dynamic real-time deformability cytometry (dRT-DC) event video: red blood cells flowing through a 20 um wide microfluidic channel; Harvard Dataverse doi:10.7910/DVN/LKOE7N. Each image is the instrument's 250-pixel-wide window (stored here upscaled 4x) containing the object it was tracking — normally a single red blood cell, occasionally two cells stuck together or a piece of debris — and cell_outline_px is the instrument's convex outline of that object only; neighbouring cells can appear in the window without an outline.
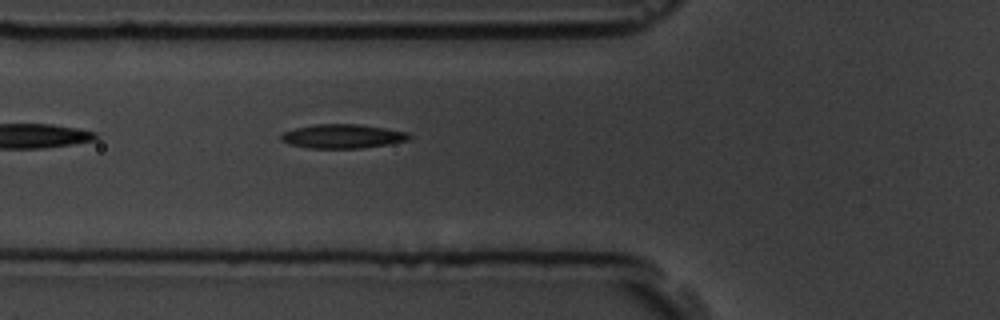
{"species": "common noctule bat (a hibernating species)", "species_latin": "Nyctalus noctula", "temperature_condition": "room temperature", "stored_images_in_passage": 6, "camera_frame_rate_fps": 3000, "um_per_image_px": 0.085, "animal": {"sex": "male", "body_mass_g": 19.5, "forearm_length_mm": 54.6}, "frame": {"image": 1, "passage_image": 6, "time_ms": 6.667, "image_size_px": [1000, 320], "cell_outline_px": [[412, 136], [408, 140], [388, 144], [360, 148], [308, 148], [288, 144], [280, 140], [280, 136], [284, 132], [296, 128], [316, 124], [360, 124], [408, 132]], "centroid_in_image_um": [29.11, 11.58], "position_along_channel_um": 96.7, "area_um2": 17.92}}